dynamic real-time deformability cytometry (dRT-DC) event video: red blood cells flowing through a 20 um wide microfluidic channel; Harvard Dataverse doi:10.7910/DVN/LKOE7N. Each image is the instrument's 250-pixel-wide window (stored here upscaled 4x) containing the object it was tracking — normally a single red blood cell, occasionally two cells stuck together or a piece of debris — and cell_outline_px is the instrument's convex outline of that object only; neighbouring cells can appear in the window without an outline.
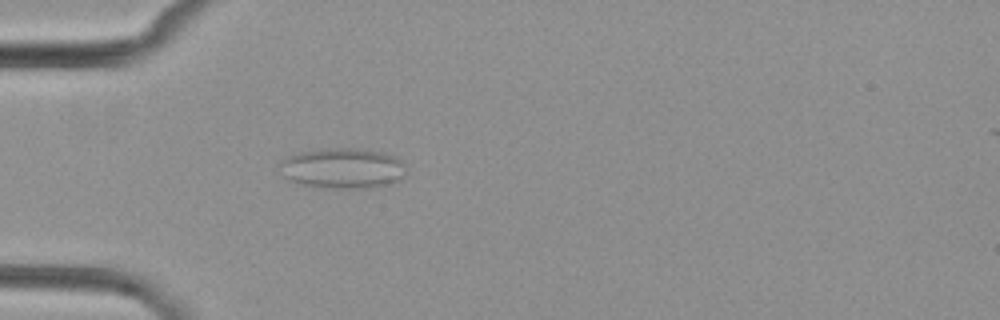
{"species": "common noctule bat (a hibernating species)", "species_latin": "Nyctalus noctula", "temperature_condition": "cold", "stored_images_in_passage": 4, "camera_frame_rate_fps": 3000, "um_per_image_px": 0.085, "animal": {"sex": "female", "body_mass_g": 29.2, "forearm_length_mm": 56.3}, "frame": {"image": 1, "passage_image": 4, "time_ms": 3.333, "image_size_px": [1000, 320], "cell_outline_px": [[404, 176], [396, 180], [384, 184], [368, 188], [332, 188], [304, 184], [288, 180], [284, 176], [276, 164], [280, 160], [288, 156], [300, 152], [320, 148], [356, 148], [384, 152], [404, 160]], "centroid_in_image_um": [29.08, 14.27], "position_along_channel_um": 55.9, "area_um2": 29.88}}